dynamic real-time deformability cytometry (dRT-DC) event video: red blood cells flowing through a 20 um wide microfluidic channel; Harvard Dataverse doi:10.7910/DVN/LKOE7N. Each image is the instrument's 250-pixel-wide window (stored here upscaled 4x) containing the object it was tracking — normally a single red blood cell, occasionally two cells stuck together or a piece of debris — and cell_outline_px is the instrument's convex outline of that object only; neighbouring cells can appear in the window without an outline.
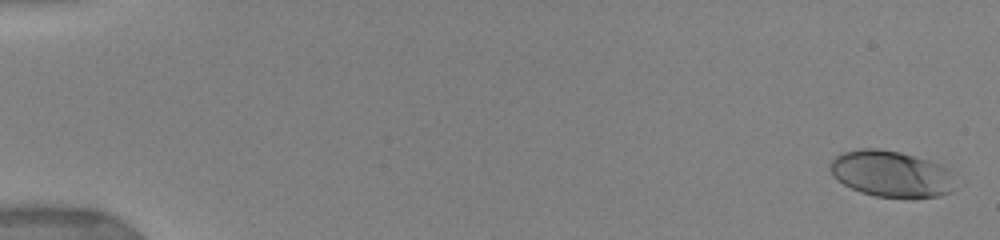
{"species": "human", "species_latin": "Homo sapiens", "temperature_condition": "warm", "stored_images_in_passage": 26, "camera_frame_rate_fps": 3000, "um_per_image_px": 0.085, "donor": {"sex": "female"}, "frame": {"image": 1, "passage_image": 1, "time_ms": 0.0, "image_size_px": [1000, 240], "cell_outline_px": [[964, 184], [952, 192], [936, 196], [876, 196], [860, 192], [836, 180], [832, 176], [828, 168], [828, 164], [836, 156], [844, 152], [860, 148], [876, 148], [900, 152], [936, 164], [956, 172], [964, 180]], "centroid_in_image_um": [75.85, 14.78], "position_along_channel_um": 9.1, "area_um2": 34.33}}
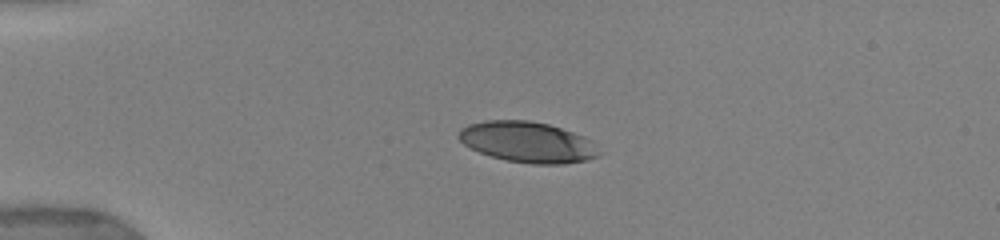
{"frame": {"image": 2, "passage_image": 11, "time_ms": 4.0, "image_size_px": [1000, 240], "cell_outline_px": [[600, 152], [596, 156], [588, 160], [564, 164], [532, 164], [504, 160], [480, 152], [464, 144], [456, 136], [460, 128], [468, 124], [484, 120], [528, 120], [548, 124], [584, 136]], "centroid_in_image_um": [44.79, 12.07], "position_along_channel_um": 40.2, "area_um2": 33.18}}